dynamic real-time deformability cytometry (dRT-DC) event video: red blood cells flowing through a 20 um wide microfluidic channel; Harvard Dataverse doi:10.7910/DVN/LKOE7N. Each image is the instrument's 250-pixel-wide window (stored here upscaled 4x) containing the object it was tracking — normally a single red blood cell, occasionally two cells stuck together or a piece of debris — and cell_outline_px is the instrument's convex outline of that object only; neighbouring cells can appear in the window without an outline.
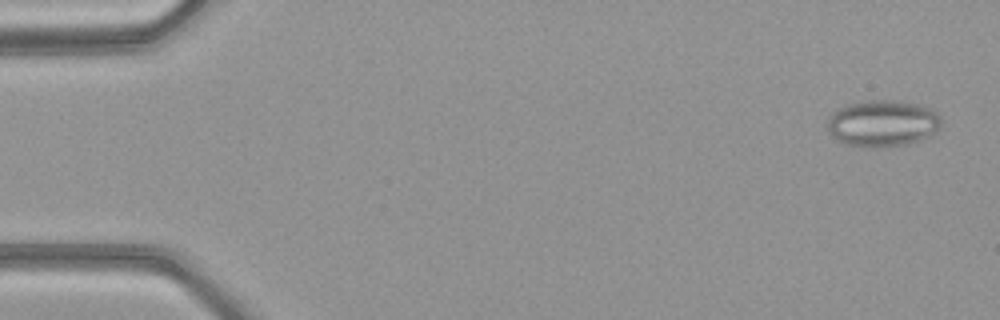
{"species": "common noctule bat (a hibernating species)", "species_latin": "Nyctalus noctula", "temperature_condition": "warm", "stored_images_in_passage": 49, "camera_frame_rate_fps": 3000, "um_per_image_px": 0.085, "animal": {"sex": "female", "body_mass_g": 21.9}, "frame": {"image": 1, "passage_image": 2, "time_ms": 0.333, "image_size_px": [1000, 320], "cell_outline_px": [[940, 128], [936, 132], [928, 136], [904, 144], [880, 148], [860, 148], [844, 144], [836, 140], [828, 132], [828, 116], [832, 112], [848, 104], [864, 100], [900, 100], [920, 104], [936, 112], [940, 116]], "centroid_in_image_um": [74.98, 10.49], "position_along_channel_um": 10.0, "area_um2": 31.33}}
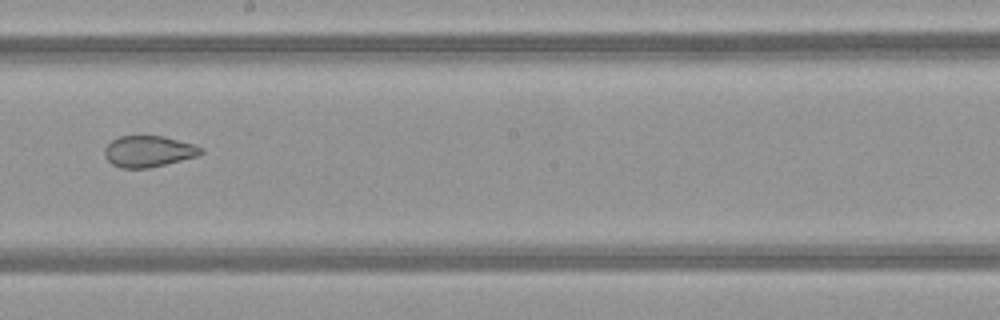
{"frame": {"image": 2, "passage_image": 28, "time_ms": 9.0, "image_size_px": [1000, 320], "cell_outline_px": [[204, 152], [200, 156], [148, 168], [120, 168], [112, 164], [104, 156], [104, 148], [112, 140], [120, 136], [164, 136], [192, 144], [204, 148]], "centroid_in_image_um": [12.64, 12.87], "position_along_channel_um": 235.6, "area_um2": 17.63}}
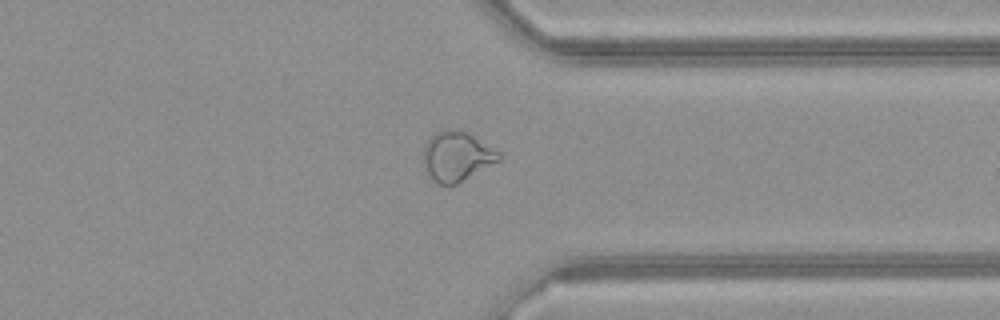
{"frame": {"image": 3, "passage_image": 38, "time_ms": 12.333, "image_size_px": [1000, 320], "cell_outline_px": [[500, 160], [456, 184], [436, 184], [432, 180], [424, 164], [424, 148], [428, 140], [436, 132], [444, 128], [452, 128], [464, 132], [472, 136], [500, 152]], "centroid_in_image_um": [38.81, 13.29], "position_along_channel_um": 372.6, "area_um2": 21.39}, "authors_computed_cell_mechanics": {"area_um2": 23.987, "velocity_mm_per_s": 4.187, "shape_relaxation_time_tau1_ms": null, "shape_relaxation_time_tau2_ms": 1.8245, "deformation_change_tau1": null, "deformation_change_tau2": 0.0718}}